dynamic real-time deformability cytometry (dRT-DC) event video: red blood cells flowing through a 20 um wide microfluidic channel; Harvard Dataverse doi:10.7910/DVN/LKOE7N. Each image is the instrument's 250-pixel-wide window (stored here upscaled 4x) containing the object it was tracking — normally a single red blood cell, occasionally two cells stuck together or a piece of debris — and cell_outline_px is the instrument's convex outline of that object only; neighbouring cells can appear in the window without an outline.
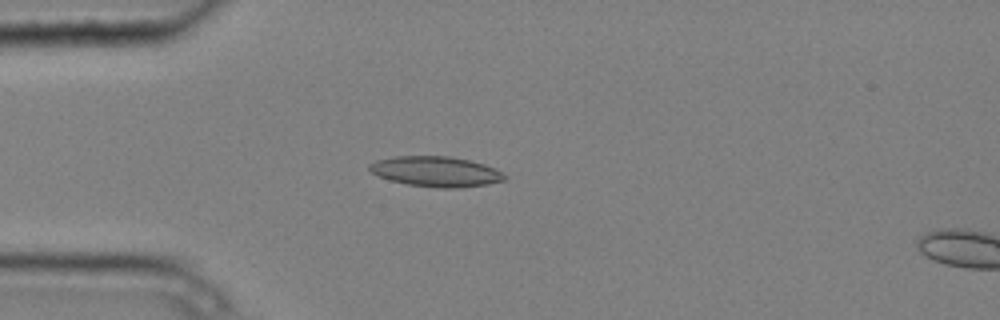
{"species": "common noctule bat (a hibernating species)", "species_latin": "Nyctalus noctula", "temperature_condition": "cold", "stored_images_in_passage": 5, "camera_frame_rate_fps": 3000, "um_per_image_px": 0.085, "animal": {"sex": "male", "body_mass_g": 20.4}, "frame": {"image": 1, "passage_image": 4, "time_ms": 1.0, "image_size_px": [1000, 320], "cell_outline_px": [[508, 176], [504, 180], [488, 184], [460, 188], [436, 188], [408, 184], [388, 180], [376, 176], [368, 168], [368, 164], [376, 160], [396, 156], [448, 156], [468, 160], [484, 164], [496, 168]], "centroid_in_image_um": [37.05, 14.59], "position_along_channel_um": 48.0, "area_um2": 24.04}}